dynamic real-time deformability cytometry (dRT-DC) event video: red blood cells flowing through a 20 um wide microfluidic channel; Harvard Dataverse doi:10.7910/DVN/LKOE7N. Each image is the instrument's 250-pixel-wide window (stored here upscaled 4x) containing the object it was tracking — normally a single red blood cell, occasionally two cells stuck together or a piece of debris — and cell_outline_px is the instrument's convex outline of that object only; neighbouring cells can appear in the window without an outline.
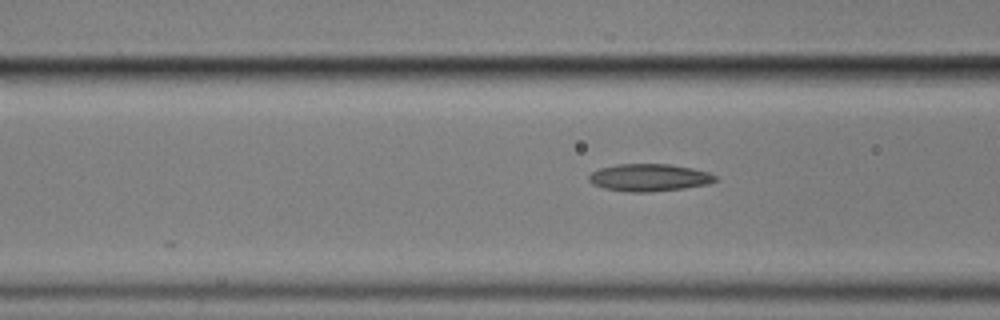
{"species": "common noctule bat (a hibernating species)", "species_latin": "Nyctalus noctula", "temperature_condition": "cold", "stored_images_in_passage": 7, "segment_of_instrument_passage": [2, 2], "camera_frame_rate_fps": 3000, "um_per_image_px": 0.085, "animal": {"sex": "male", "body_mass_g": 17.9}, "frame": {"image": 1, "passage_image": 7, "time_ms": 7.667, "image_size_px": [1000, 320], "cell_outline_px": [[716, 180], [708, 184], [684, 188], [648, 192], [628, 192], [604, 188], [592, 184], [588, 180], [588, 176], [592, 172], [600, 168], [616, 164], [668, 164], [692, 168], [708, 172], [716, 176]], "centroid_in_image_um": [55.15, 15.09], "position_along_channel_um": 111.4, "area_um2": 20.11}}